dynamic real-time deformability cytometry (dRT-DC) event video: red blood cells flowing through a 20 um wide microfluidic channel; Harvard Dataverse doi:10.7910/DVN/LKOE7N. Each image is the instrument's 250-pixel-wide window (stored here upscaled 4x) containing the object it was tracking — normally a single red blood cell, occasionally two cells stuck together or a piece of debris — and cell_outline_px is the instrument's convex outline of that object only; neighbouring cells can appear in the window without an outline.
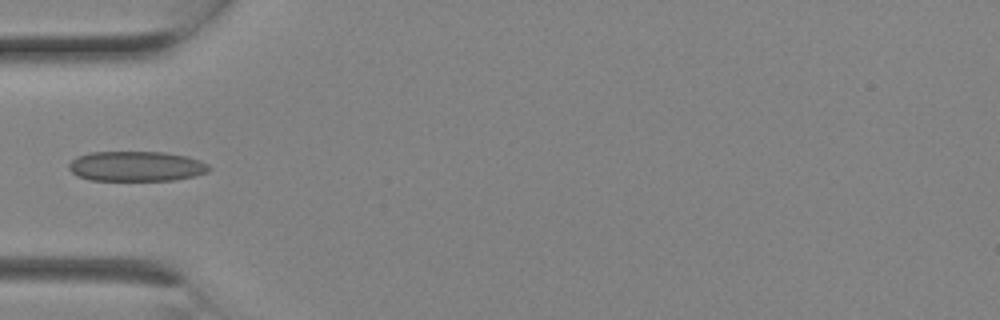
{"species": "Egyptian fruit bat (a non-hibernating species)", "species_latin": "Rousettus aegyptiacus", "temperature_condition": "room temperature", "stored_images_in_passage": 2, "camera_frame_rate_fps": 3000, "um_per_image_px": 0.085, "animal": {"sex": "female"}, "frame": {"image": 1, "passage_image": 2, "time_ms": 0.333, "image_size_px": [1000, 320], "cell_outline_px": [[212, 168], [208, 172], [192, 176], [172, 180], [88, 180], [76, 176], [68, 168], [68, 164], [76, 156], [88, 152], [164, 152], [188, 156], [200, 160], [208, 164]], "centroid_in_image_um": [11.56, 14.12], "position_along_channel_um": 73.4, "area_um2": 24.74}}